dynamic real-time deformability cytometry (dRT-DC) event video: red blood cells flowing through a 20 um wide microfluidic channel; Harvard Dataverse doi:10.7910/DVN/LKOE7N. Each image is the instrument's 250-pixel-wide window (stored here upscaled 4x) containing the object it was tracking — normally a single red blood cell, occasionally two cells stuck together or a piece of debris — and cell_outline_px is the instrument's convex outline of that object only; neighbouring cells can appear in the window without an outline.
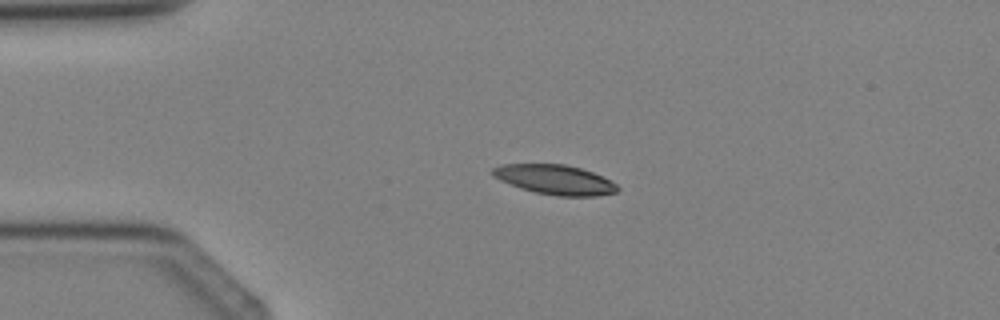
{"species": "Egyptian fruit bat (a non-hibernating species)", "species_latin": "Rousettus aegyptiacus", "temperature_condition": "cold", "stored_images_in_passage": 2, "camera_frame_rate_fps": 3000, "um_per_image_px": 0.085, "animal": {"sex": "female"}, "frame": {"image": 1, "passage_image": 2, "time_ms": 1.0, "image_size_px": [1000, 320], "cell_outline_px": [[620, 188], [616, 192], [596, 196], [556, 196], [536, 192], [520, 188], [500, 180], [492, 176], [492, 168], [500, 164], [564, 164], [580, 168], [592, 172], [616, 184]], "centroid_in_image_um": [47.14, 15.27], "position_along_channel_um": 37.9, "area_um2": 21.44}}